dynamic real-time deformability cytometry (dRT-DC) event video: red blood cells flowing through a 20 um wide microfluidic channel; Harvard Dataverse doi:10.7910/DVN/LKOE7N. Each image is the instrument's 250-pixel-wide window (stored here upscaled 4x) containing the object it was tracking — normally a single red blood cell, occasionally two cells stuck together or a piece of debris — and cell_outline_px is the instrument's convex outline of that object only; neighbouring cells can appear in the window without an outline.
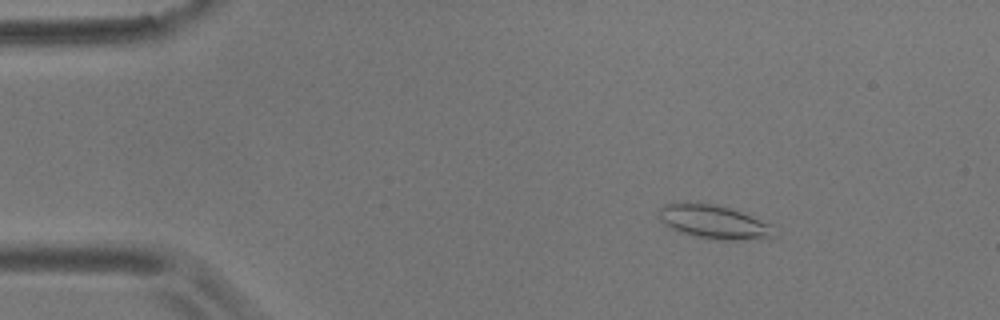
{"species": "common noctule bat (a hibernating species)", "species_latin": "Nyctalus noctula", "temperature_condition": "room temperature", "stored_images_in_passage": 57, "camera_frame_rate_fps": 3000, "um_per_image_px": 0.085, "animal": {"sex": "male", "body_mass_g": 17.9}, "frame": {"image": 1, "passage_image": 8, "time_ms": 2.333, "image_size_px": [1000, 320], "cell_outline_px": [[776, 236], [740, 240], [716, 240], [684, 232], [672, 228], [664, 224], [660, 220], [660, 208], [664, 204], [712, 204], [728, 208], [740, 212], [772, 224]], "centroid_in_image_um": [60.73, 18.88], "position_along_channel_um": 24.3, "area_um2": 21.73}}
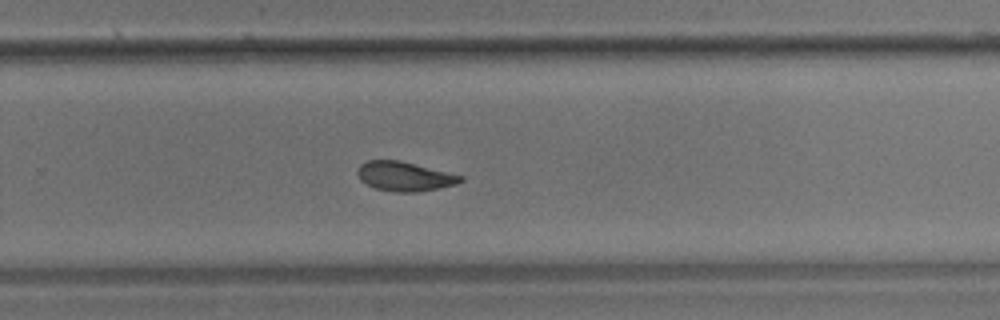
{"frame": {"image": 2, "passage_image": 37, "time_ms": 12.0, "image_size_px": [1000, 320], "cell_outline_px": [[464, 180], [456, 184], [416, 192], [396, 192], [376, 188], [360, 180], [356, 172], [360, 164], [368, 160], [400, 160], [464, 176]], "centroid_in_image_um": [34.37, 14.98], "position_along_channel_um": 295.4, "area_um2": 17.51}}
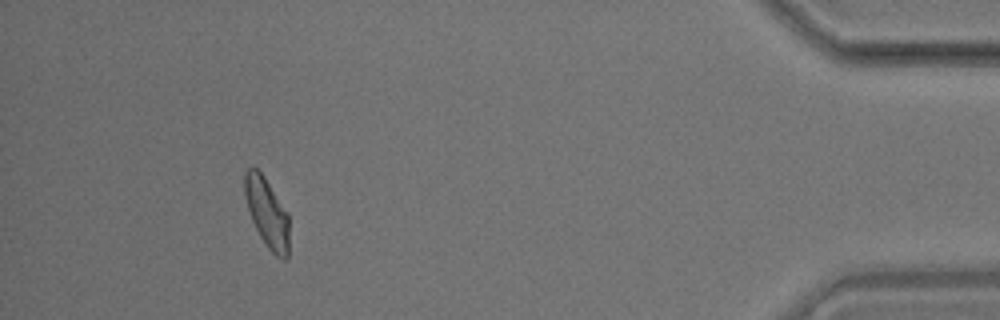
{"frame": {"image": 3, "passage_image": 52, "time_ms": 17.0, "image_size_px": [1000, 320], "cell_outline_px": [[288, 256], [284, 260], [276, 256], [268, 248], [260, 236], [252, 220], [244, 196], [244, 172], [248, 168], [256, 168], [264, 176], [288, 212]], "centroid_in_image_um": [22.69, 18.06], "position_along_channel_um": 412.5, "area_um2": 17.92}, "authors_computed_cell_mechanics": {"area_um2": 18.0336, "velocity_mm_per_s": 3.5472, "shape_relaxation_time_tau1_ms": 7.5019, "shape_relaxation_time_tau2_ms": 3.6055, "deformation_change_tau1": 0.1683, "deformation_change_tau2": 0.0881}}